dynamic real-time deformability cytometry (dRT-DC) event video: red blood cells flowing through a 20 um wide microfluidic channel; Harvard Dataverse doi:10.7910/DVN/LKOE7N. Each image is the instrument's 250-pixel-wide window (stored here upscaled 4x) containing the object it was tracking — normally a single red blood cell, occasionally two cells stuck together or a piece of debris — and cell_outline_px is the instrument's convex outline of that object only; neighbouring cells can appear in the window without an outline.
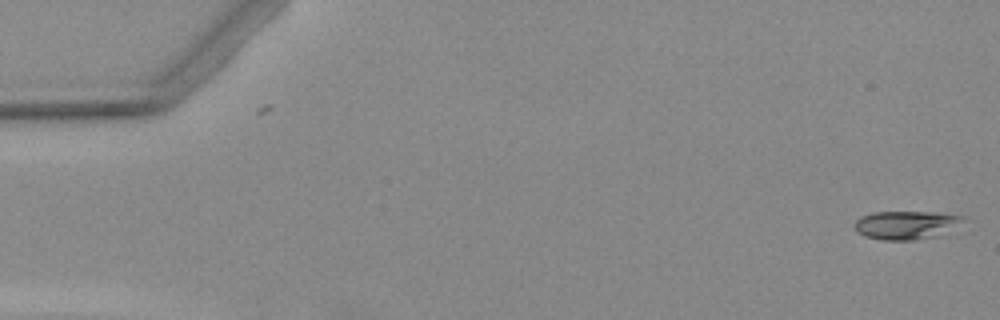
{"species": "Egyptian fruit bat (a non-hibernating species)", "species_latin": "Rousettus aegyptiacus", "temperature_condition": "warm", "stored_images_in_passage": 2, "camera_frame_rate_fps": 3000, "um_per_image_px": 0.085, "animal": {"sex": "female"}, "frame": {"image": 1, "passage_image": 2, "time_ms": 1.333, "image_size_px": [1000, 320], "cell_outline_px": [[964, 220], [936, 236], [912, 240], [884, 240], [864, 236], [856, 232], [852, 224], [860, 216], [872, 212], [932, 212], [964, 216]], "centroid_in_image_um": [76.9, 19.12], "position_along_channel_um": 8.1, "area_um2": 17.8}}